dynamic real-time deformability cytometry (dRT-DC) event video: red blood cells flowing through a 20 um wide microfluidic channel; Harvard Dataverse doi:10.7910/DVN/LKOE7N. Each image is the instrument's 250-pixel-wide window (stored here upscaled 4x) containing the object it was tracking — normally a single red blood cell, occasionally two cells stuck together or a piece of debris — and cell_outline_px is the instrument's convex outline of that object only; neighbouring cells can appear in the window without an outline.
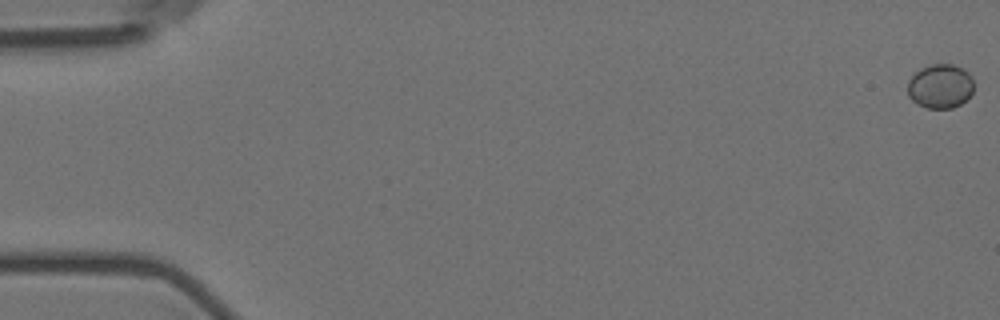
{"species": "Egyptian fruit bat (a non-hibernating species)", "species_latin": "Rousettus aegyptiacus", "temperature_condition": "room temperature", "stored_images_in_passage": 53, "camera_frame_rate_fps": 3000, "um_per_image_px": 0.085, "animal": {"sex": "female"}, "frame": {"image": 1, "passage_image": 1, "time_ms": 0.0, "image_size_px": [1000, 320], "cell_outline_px": [[972, 92], [960, 104], [952, 108], [928, 108], [912, 100], [908, 96], [908, 80], [920, 68], [932, 64], [952, 64], [964, 68], [972, 76]], "centroid_in_image_um": [79.92, 7.31], "position_along_channel_um": 5.1, "area_um2": 16.94}}
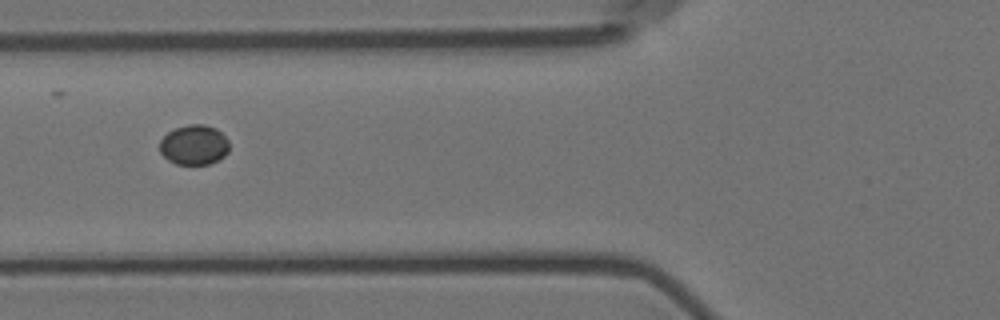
{"frame": {"image": 2, "passage_image": 23, "time_ms": 7.333, "image_size_px": [1000, 320], "cell_outline_px": [[228, 152], [224, 156], [208, 164], [176, 164], [168, 160], [160, 152], [160, 140], [168, 132], [176, 128], [188, 124], [204, 124], [216, 128], [228, 140]], "centroid_in_image_um": [16.49, 12.31], "position_along_channel_um": 109.3, "area_um2": 16.07}}
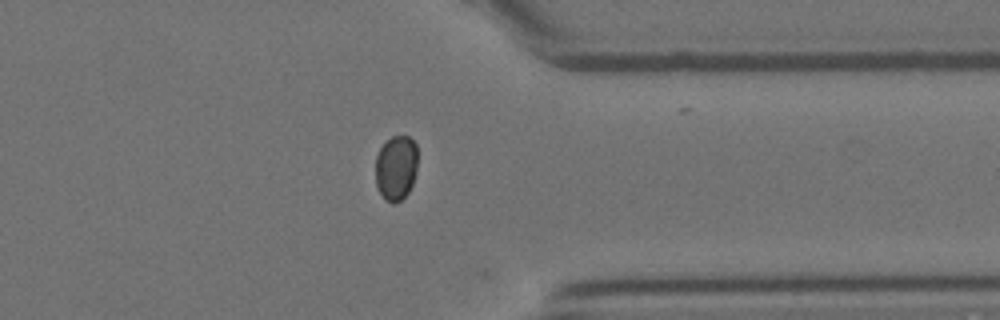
{"frame": {"image": 3, "passage_image": 46, "time_ms": 15.0, "image_size_px": [1000, 320], "cell_outline_px": [[416, 172], [412, 184], [408, 192], [400, 200], [392, 204], [384, 200], [376, 188], [376, 156], [380, 148], [392, 136], [408, 136], [416, 144]], "centroid_in_image_um": [33.64, 14.29], "position_along_channel_um": 377.8, "area_um2": 15.95}}